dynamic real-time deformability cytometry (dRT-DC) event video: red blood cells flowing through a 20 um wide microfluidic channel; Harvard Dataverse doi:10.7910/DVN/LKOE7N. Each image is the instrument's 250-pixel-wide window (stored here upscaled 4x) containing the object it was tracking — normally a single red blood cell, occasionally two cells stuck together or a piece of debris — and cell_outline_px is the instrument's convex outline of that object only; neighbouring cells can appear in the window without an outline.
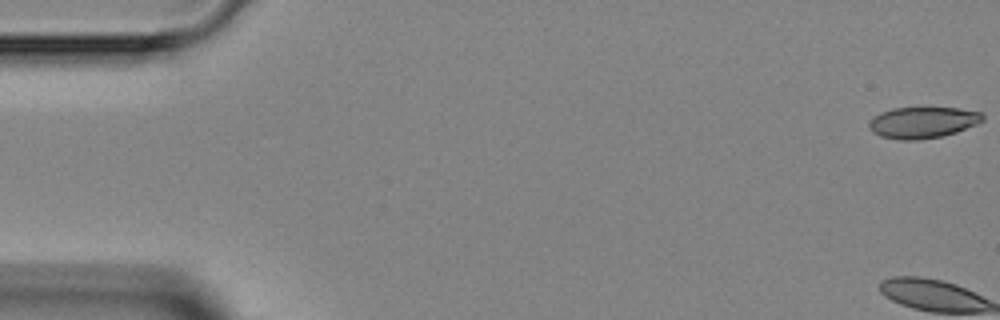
{"species": "Egyptian fruit bat (a non-hibernating species)", "species_latin": "Rousettus aegyptiacus", "temperature_condition": "room temperature", "stored_images_in_passage": 5, "camera_frame_rate_fps": 3000, "um_per_image_px": 0.085, "animal": {"sex": "female"}, "frame": {"image": 1, "passage_image": 1, "time_ms": 0.0, "image_size_px": [1000, 320], "cell_outline_px": [[984, 120], [976, 124], [956, 132], [940, 136], [916, 140], [900, 140], [880, 136], [872, 132], [868, 124], [880, 112], [892, 108], [960, 108], [980, 112], [984, 116]], "centroid_in_image_um": [78.43, 10.41], "position_along_channel_um": 6.6, "area_um2": 20.52}}